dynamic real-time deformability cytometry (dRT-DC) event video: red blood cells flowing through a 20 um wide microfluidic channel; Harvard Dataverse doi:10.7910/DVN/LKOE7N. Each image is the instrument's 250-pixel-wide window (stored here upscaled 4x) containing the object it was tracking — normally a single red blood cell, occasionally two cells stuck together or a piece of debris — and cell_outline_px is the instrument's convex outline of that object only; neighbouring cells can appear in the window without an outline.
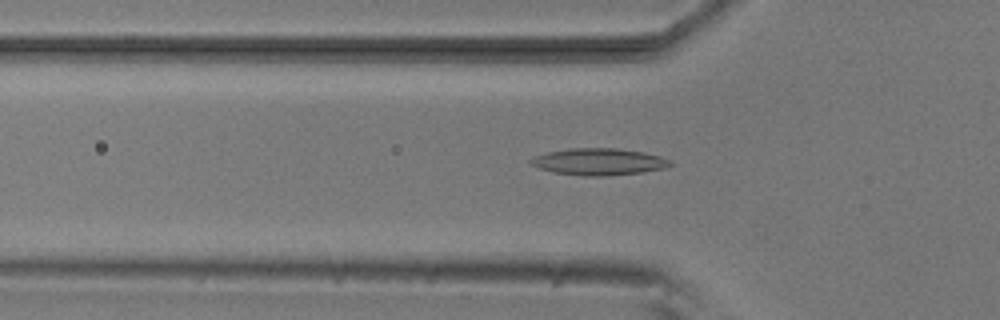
{"species": "common noctule bat (a hibernating species)", "species_latin": "Nyctalus noctula", "temperature_condition": "room temperature", "stored_images_in_passage": 47, "camera_frame_rate_fps": 3000, "um_per_image_px": 0.085, "animal": {"sex": "male", "body_mass_g": 20.5, "forearm_length_mm": 52.5}, "frame": {"image": 1, "passage_image": 12, "time_ms": 3.667, "image_size_px": [1000, 320], "cell_outline_px": [[676, 164], [664, 168], [640, 172], [608, 176], [584, 176], [552, 172], [540, 168], [532, 164], [528, 160], [536, 156], [548, 152], [572, 148], [616, 148], [644, 152], [660, 156], [672, 160]], "centroid_in_image_um": [50.95, 13.75], "position_along_channel_um": 74.8, "area_um2": 21.79}}
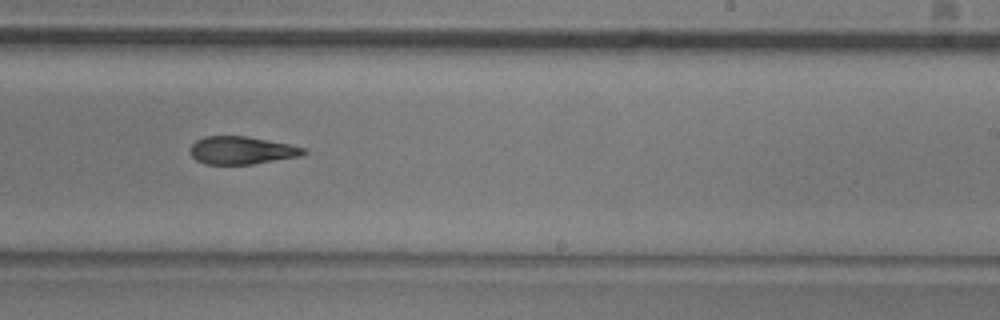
{"frame": {"image": 2, "passage_image": 27, "time_ms": 8.667, "image_size_px": [1000, 320], "cell_outline_px": [[308, 152], [304, 156], [252, 164], [204, 164], [196, 160], [192, 156], [192, 144], [196, 140], [204, 136], [248, 136], [288, 144], [304, 148]], "centroid_in_image_um": [20.58, 12.78], "position_along_channel_um": 268.4, "area_um2": 18.38}}
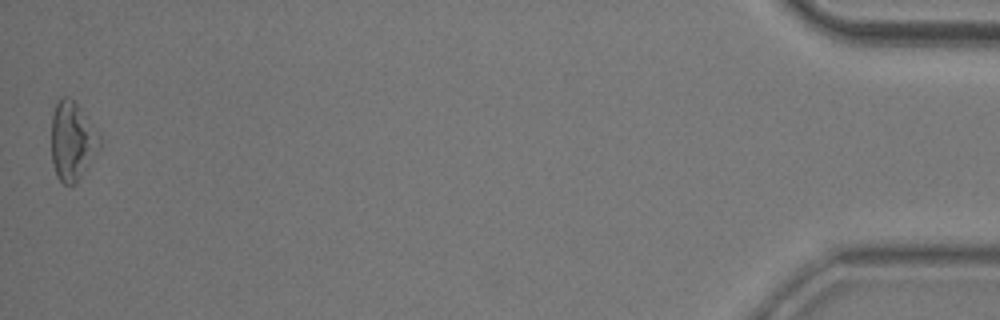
{"frame": {"image": 3, "passage_image": 47, "time_ms": 15.333, "image_size_px": [1000, 320], "cell_outline_px": [[100, 144], [88, 168], [76, 184], [64, 184], [56, 176], [52, 164], [52, 116], [56, 104], [60, 96], [68, 96], [76, 104], [100, 136]], "centroid_in_image_um": [6.12, 12.03], "position_along_channel_um": 429.1, "area_um2": 21.85}, "authors_computed_cell_mechanics": {"area_um2": 19.7676, "velocity_mm_per_s": 3.8425, "shape_relaxation_time_tau1_ms": 6.989, "shape_relaxation_time_tau2_ms": 3.9536, "deformation_change_tau1": 0.1772, "deformation_change_tau2": 0.1373}}